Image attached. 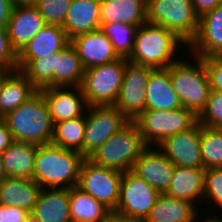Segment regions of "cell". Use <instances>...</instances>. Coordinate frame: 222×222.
I'll return each instance as SVG.
<instances>
[{"instance_id":"obj_1","label":"cell","mask_w":222,"mask_h":222,"mask_svg":"<svg viewBox=\"0 0 222 222\" xmlns=\"http://www.w3.org/2000/svg\"><path fill=\"white\" fill-rule=\"evenodd\" d=\"M85 158L75 150L53 144L37 145L33 180L41 188H71L77 186L79 171Z\"/></svg>"},{"instance_id":"obj_2","label":"cell","mask_w":222,"mask_h":222,"mask_svg":"<svg viewBox=\"0 0 222 222\" xmlns=\"http://www.w3.org/2000/svg\"><path fill=\"white\" fill-rule=\"evenodd\" d=\"M181 46L186 50L188 48L173 31L158 24L145 22L136 30L134 49L128 61L154 69L167 68L179 60L175 54L182 51L178 50L182 49Z\"/></svg>"},{"instance_id":"obj_3","label":"cell","mask_w":222,"mask_h":222,"mask_svg":"<svg viewBox=\"0 0 222 222\" xmlns=\"http://www.w3.org/2000/svg\"><path fill=\"white\" fill-rule=\"evenodd\" d=\"M2 120L7 124L13 141L36 145L51 144L54 124L44 97L39 91Z\"/></svg>"},{"instance_id":"obj_4","label":"cell","mask_w":222,"mask_h":222,"mask_svg":"<svg viewBox=\"0 0 222 222\" xmlns=\"http://www.w3.org/2000/svg\"><path fill=\"white\" fill-rule=\"evenodd\" d=\"M188 55L195 63L190 59H180L179 55V60L169 66V76L182 107L198 117L206 106L211 88L204 60Z\"/></svg>"},{"instance_id":"obj_5","label":"cell","mask_w":222,"mask_h":222,"mask_svg":"<svg viewBox=\"0 0 222 222\" xmlns=\"http://www.w3.org/2000/svg\"><path fill=\"white\" fill-rule=\"evenodd\" d=\"M146 147L136 122L130 120L87 159L98 166L123 173L133 168L135 160Z\"/></svg>"},{"instance_id":"obj_6","label":"cell","mask_w":222,"mask_h":222,"mask_svg":"<svg viewBox=\"0 0 222 222\" xmlns=\"http://www.w3.org/2000/svg\"><path fill=\"white\" fill-rule=\"evenodd\" d=\"M147 22L173 31L189 45L197 35L199 16L192 0H147Z\"/></svg>"},{"instance_id":"obj_7","label":"cell","mask_w":222,"mask_h":222,"mask_svg":"<svg viewBox=\"0 0 222 222\" xmlns=\"http://www.w3.org/2000/svg\"><path fill=\"white\" fill-rule=\"evenodd\" d=\"M127 58L84 70L80 88L88 106L114 105L123 82Z\"/></svg>"},{"instance_id":"obj_8","label":"cell","mask_w":222,"mask_h":222,"mask_svg":"<svg viewBox=\"0 0 222 222\" xmlns=\"http://www.w3.org/2000/svg\"><path fill=\"white\" fill-rule=\"evenodd\" d=\"M147 146H158L169 136L192 127L198 117L185 107L175 110H145L134 120Z\"/></svg>"},{"instance_id":"obj_9","label":"cell","mask_w":222,"mask_h":222,"mask_svg":"<svg viewBox=\"0 0 222 222\" xmlns=\"http://www.w3.org/2000/svg\"><path fill=\"white\" fill-rule=\"evenodd\" d=\"M160 193L132 170L122 173L120 198L113 215L131 221L144 220Z\"/></svg>"},{"instance_id":"obj_10","label":"cell","mask_w":222,"mask_h":222,"mask_svg":"<svg viewBox=\"0 0 222 222\" xmlns=\"http://www.w3.org/2000/svg\"><path fill=\"white\" fill-rule=\"evenodd\" d=\"M121 178L122 172L98 166L84 159L77 187L114 212L119 203Z\"/></svg>"},{"instance_id":"obj_11","label":"cell","mask_w":222,"mask_h":222,"mask_svg":"<svg viewBox=\"0 0 222 222\" xmlns=\"http://www.w3.org/2000/svg\"><path fill=\"white\" fill-rule=\"evenodd\" d=\"M129 121L114 105L90 106L86 112L83 157L87 159Z\"/></svg>"},{"instance_id":"obj_12","label":"cell","mask_w":222,"mask_h":222,"mask_svg":"<svg viewBox=\"0 0 222 222\" xmlns=\"http://www.w3.org/2000/svg\"><path fill=\"white\" fill-rule=\"evenodd\" d=\"M154 68L128 62L123 82L114 104L129 120H135L146 110V92Z\"/></svg>"},{"instance_id":"obj_13","label":"cell","mask_w":222,"mask_h":222,"mask_svg":"<svg viewBox=\"0 0 222 222\" xmlns=\"http://www.w3.org/2000/svg\"><path fill=\"white\" fill-rule=\"evenodd\" d=\"M201 124L166 138L157 147L178 167L203 168L200 149Z\"/></svg>"},{"instance_id":"obj_14","label":"cell","mask_w":222,"mask_h":222,"mask_svg":"<svg viewBox=\"0 0 222 222\" xmlns=\"http://www.w3.org/2000/svg\"><path fill=\"white\" fill-rule=\"evenodd\" d=\"M38 91L44 97L53 124L84 116L89 108L80 86H53Z\"/></svg>"},{"instance_id":"obj_15","label":"cell","mask_w":222,"mask_h":222,"mask_svg":"<svg viewBox=\"0 0 222 222\" xmlns=\"http://www.w3.org/2000/svg\"><path fill=\"white\" fill-rule=\"evenodd\" d=\"M174 169L175 165L157 146H147L131 170L159 193H165L170 186Z\"/></svg>"},{"instance_id":"obj_16","label":"cell","mask_w":222,"mask_h":222,"mask_svg":"<svg viewBox=\"0 0 222 222\" xmlns=\"http://www.w3.org/2000/svg\"><path fill=\"white\" fill-rule=\"evenodd\" d=\"M187 47L199 58L222 56V4L199 17L197 35Z\"/></svg>"},{"instance_id":"obj_17","label":"cell","mask_w":222,"mask_h":222,"mask_svg":"<svg viewBox=\"0 0 222 222\" xmlns=\"http://www.w3.org/2000/svg\"><path fill=\"white\" fill-rule=\"evenodd\" d=\"M84 69L113 62L120 57L114 51L112 42L99 30L83 33L70 39Z\"/></svg>"},{"instance_id":"obj_18","label":"cell","mask_w":222,"mask_h":222,"mask_svg":"<svg viewBox=\"0 0 222 222\" xmlns=\"http://www.w3.org/2000/svg\"><path fill=\"white\" fill-rule=\"evenodd\" d=\"M47 25L34 5H14L7 32L12 48L18 54Z\"/></svg>"},{"instance_id":"obj_19","label":"cell","mask_w":222,"mask_h":222,"mask_svg":"<svg viewBox=\"0 0 222 222\" xmlns=\"http://www.w3.org/2000/svg\"><path fill=\"white\" fill-rule=\"evenodd\" d=\"M70 44L65 30L59 25H45L17 54V70L29 61L63 50Z\"/></svg>"},{"instance_id":"obj_20","label":"cell","mask_w":222,"mask_h":222,"mask_svg":"<svg viewBox=\"0 0 222 222\" xmlns=\"http://www.w3.org/2000/svg\"><path fill=\"white\" fill-rule=\"evenodd\" d=\"M69 188H42L30 213L31 222H72Z\"/></svg>"},{"instance_id":"obj_21","label":"cell","mask_w":222,"mask_h":222,"mask_svg":"<svg viewBox=\"0 0 222 222\" xmlns=\"http://www.w3.org/2000/svg\"><path fill=\"white\" fill-rule=\"evenodd\" d=\"M101 0H72L62 28L69 39L99 30Z\"/></svg>"},{"instance_id":"obj_22","label":"cell","mask_w":222,"mask_h":222,"mask_svg":"<svg viewBox=\"0 0 222 222\" xmlns=\"http://www.w3.org/2000/svg\"><path fill=\"white\" fill-rule=\"evenodd\" d=\"M205 170L204 168L175 166L170 186L165 194L173 198L187 200L196 207H201L198 203H203Z\"/></svg>"},{"instance_id":"obj_23","label":"cell","mask_w":222,"mask_h":222,"mask_svg":"<svg viewBox=\"0 0 222 222\" xmlns=\"http://www.w3.org/2000/svg\"><path fill=\"white\" fill-rule=\"evenodd\" d=\"M182 107L171 84L169 67L153 69L147 84L146 110H175Z\"/></svg>"},{"instance_id":"obj_24","label":"cell","mask_w":222,"mask_h":222,"mask_svg":"<svg viewBox=\"0 0 222 222\" xmlns=\"http://www.w3.org/2000/svg\"><path fill=\"white\" fill-rule=\"evenodd\" d=\"M100 23H127L142 26L147 22V0H101Z\"/></svg>"},{"instance_id":"obj_25","label":"cell","mask_w":222,"mask_h":222,"mask_svg":"<svg viewBox=\"0 0 222 222\" xmlns=\"http://www.w3.org/2000/svg\"><path fill=\"white\" fill-rule=\"evenodd\" d=\"M193 203L160 193L145 222H193L201 213Z\"/></svg>"},{"instance_id":"obj_26","label":"cell","mask_w":222,"mask_h":222,"mask_svg":"<svg viewBox=\"0 0 222 222\" xmlns=\"http://www.w3.org/2000/svg\"><path fill=\"white\" fill-rule=\"evenodd\" d=\"M41 187L27 178L6 177L0 182V204L32 212Z\"/></svg>"},{"instance_id":"obj_27","label":"cell","mask_w":222,"mask_h":222,"mask_svg":"<svg viewBox=\"0 0 222 222\" xmlns=\"http://www.w3.org/2000/svg\"><path fill=\"white\" fill-rule=\"evenodd\" d=\"M36 149V144L13 141L1 153L7 177L33 179Z\"/></svg>"},{"instance_id":"obj_28","label":"cell","mask_w":222,"mask_h":222,"mask_svg":"<svg viewBox=\"0 0 222 222\" xmlns=\"http://www.w3.org/2000/svg\"><path fill=\"white\" fill-rule=\"evenodd\" d=\"M37 91L20 70H14L6 78L0 92V119L26 102Z\"/></svg>"},{"instance_id":"obj_29","label":"cell","mask_w":222,"mask_h":222,"mask_svg":"<svg viewBox=\"0 0 222 222\" xmlns=\"http://www.w3.org/2000/svg\"><path fill=\"white\" fill-rule=\"evenodd\" d=\"M72 222H106L113 212L79 187L69 188Z\"/></svg>"},{"instance_id":"obj_30","label":"cell","mask_w":222,"mask_h":222,"mask_svg":"<svg viewBox=\"0 0 222 222\" xmlns=\"http://www.w3.org/2000/svg\"><path fill=\"white\" fill-rule=\"evenodd\" d=\"M54 57V86H80L85 69L71 43Z\"/></svg>"},{"instance_id":"obj_31","label":"cell","mask_w":222,"mask_h":222,"mask_svg":"<svg viewBox=\"0 0 222 222\" xmlns=\"http://www.w3.org/2000/svg\"><path fill=\"white\" fill-rule=\"evenodd\" d=\"M86 114L70 120L54 123L51 144L80 152L83 155V139Z\"/></svg>"},{"instance_id":"obj_32","label":"cell","mask_w":222,"mask_h":222,"mask_svg":"<svg viewBox=\"0 0 222 222\" xmlns=\"http://www.w3.org/2000/svg\"><path fill=\"white\" fill-rule=\"evenodd\" d=\"M203 168H222V129L201 125L200 137Z\"/></svg>"},{"instance_id":"obj_33","label":"cell","mask_w":222,"mask_h":222,"mask_svg":"<svg viewBox=\"0 0 222 222\" xmlns=\"http://www.w3.org/2000/svg\"><path fill=\"white\" fill-rule=\"evenodd\" d=\"M138 26L127 23L102 24L103 31L112 42L114 51L119 57L129 58L134 49L135 33Z\"/></svg>"},{"instance_id":"obj_34","label":"cell","mask_w":222,"mask_h":222,"mask_svg":"<svg viewBox=\"0 0 222 222\" xmlns=\"http://www.w3.org/2000/svg\"><path fill=\"white\" fill-rule=\"evenodd\" d=\"M54 53L29 61L20 71L37 89L54 86Z\"/></svg>"},{"instance_id":"obj_35","label":"cell","mask_w":222,"mask_h":222,"mask_svg":"<svg viewBox=\"0 0 222 222\" xmlns=\"http://www.w3.org/2000/svg\"><path fill=\"white\" fill-rule=\"evenodd\" d=\"M72 0H36L33 4L46 24L63 26Z\"/></svg>"},{"instance_id":"obj_36","label":"cell","mask_w":222,"mask_h":222,"mask_svg":"<svg viewBox=\"0 0 222 222\" xmlns=\"http://www.w3.org/2000/svg\"><path fill=\"white\" fill-rule=\"evenodd\" d=\"M198 122L206 127L222 129V92L210 90L206 106L198 116Z\"/></svg>"},{"instance_id":"obj_37","label":"cell","mask_w":222,"mask_h":222,"mask_svg":"<svg viewBox=\"0 0 222 222\" xmlns=\"http://www.w3.org/2000/svg\"><path fill=\"white\" fill-rule=\"evenodd\" d=\"M205 199V200H204ZM208 199V200H207ZM203 200L213 203L222 212V168L205 170Z\"/></svg>"},{"instance_id":"obj_38","label":"cell","mask_w":222,"mask_h":222,"mask_svg":"<svg viewBox=\"0 0 222 222\" xmlns=\"http://www.w3.org/2000/svg\"><path fill=\"white\" fill-rule=\"evenodd\" d=\"M0 67L17 70V53L12 48L7 28L0 27Z\"/></svg>"},{"instance_id":"obj_39","label":"cell","mask_w":222,"mask_h":222,"mask_svg":"<svg viewBox=\"0 0 222 222\" xmlns=\"http://www.w3.org/2000/svg\"><path fill=\"white\" fill-rule=\"evenodd\" d=\"M208 73L210 88L222 92V56L202 58Z\"/></svg>"},{"instance_id":"obj_40","label":"cell","mask_w":222,"mask_h":222,"mask_svg":"<svg viewBox=\"0 0 222 222\" xmlns=\"http://www.w3.org/2000/svg\"><path fill=\"white\" fill-rule=\"evenodd\" d=\"M0 222H31L30 212L17 206L0 204Z\"/></svg>"},{"instance_id":"obj_41","label":"cell","mask_w":222,"mask_h":222,"mask_svg":"<svg viewBox=\"0 0 222 222\" xmlns=\"http://www.w3.org/2000/svg\"><path fill=\"white\" fill-rule=\"evenodd\" d=\"M195 12L199 17L205 13L212 11L218 5L222 4V0H192Z\"/></svg>"},{"instance_id":"obj_42","label":"cell","mask_w":222,"mask_h":222,"mask_svg":"<svg viewBox=\"0 0 222 222\" xmlns=\"http://www.w3.org/2000/svg\"><path fill=\"white\" fill-rule=\"evenodd\" d=\"M13 7L12 0H0V27H7Z\"/></svg>"},{"instance_id":"obj_43","label":"cell","mask_w":222,"mask_h":222,"mask_svg":"<svg viewBox=\"0 0 222 222\" xmlns=\"http://www.w3.org/2000/svg\"><path fill=\"white\" fill-rule=\"evenodd\" d=\"M13 142V138L7 124L0 119V154Z\"/></svg>"},{"instance_id":"obj_44","label":"cell","mask_w":222,"mask_h":222,"mask_svg":"<svg viewBox=\"0 0 222 222\" xmlns=\"http://www.w3.org/2000/svg\"><path fill=\"white\" fill-rule=\"evenodd\" d=\"M15 69L7 68V67H0V92L2 86L6 80V78L14 71Z\"/></svg>"},{"instance_id":"obj_45","label":"cell","mask_w":222,"mask_h":222,"mask_svg":"<svg viewBox=\"0 0 222 222\" xmlns=\"http://www.w3.org/2000/svg\"><path fill=\"white\" fill-rule=\"evenodd\" d=\"M221 217V218H220ZM203 219V221H202ZM201 220V221H200ZM193 222H222V216L220 215H210L209 213V216L205 217V219L202 217L200 218L199 215L194 219Z\"/></svg>"},{"instance_id":"obj_46","label":"cell","mask_w":222,"mask_h":222,"mask_svg":"<svg viewBox=\"0 0 222 222\" xmlns=\"http://www.w3.org/2000/svg\"><path fill=\"white\" fill-rule=\"evenodd\" d=\"M14 5H33L36 0H12Z\"/></svg>"},{"instance_id":"obj_47","label":"cell","mask_w":222,"mask_h":222,"mask_svg":"<svg viewBox=\"0 0 222 222\" xmlns=\"http://www.w3.org/2000/svg\"><path fill=\"white\" fill-rule=\"evenodd\" d=\"M6 177H7V175H6L4 165H3V160H2V157L0 154V182Z\"/></svg>"},{"instance_id":"obj_48","label":"cell","mask_w":222,"mask_h":222,"mask_svg":"<svg viewBox=\"0 0 222 222\" xmlns=\"http://www.w3.org/2000/svg\"><path fill=\"white\" fill-rule=\"evenodd\" d=\"M106 222H136V221L122 219L112 215Z\"/></svg>"}]
</instances>
